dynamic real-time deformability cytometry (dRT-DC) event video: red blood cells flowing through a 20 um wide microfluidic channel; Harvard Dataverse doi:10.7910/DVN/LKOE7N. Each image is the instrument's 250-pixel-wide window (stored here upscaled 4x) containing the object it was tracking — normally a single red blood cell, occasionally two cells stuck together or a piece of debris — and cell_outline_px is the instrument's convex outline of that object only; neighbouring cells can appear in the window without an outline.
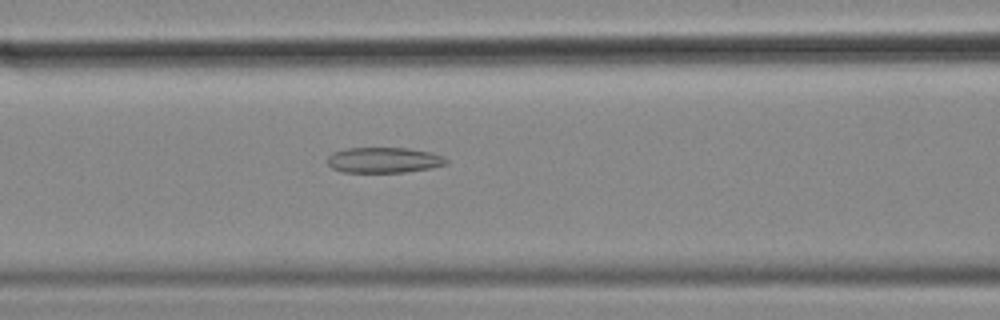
{"species": "common noctule bat (a hibernating species)", "species_latin": "Nyctalus noctula", "temperature_condition": "cold", "stored_images_in_passage": 56, "camera_frame_rate_fps": 3000, "um_per_image_px": 0.085, "animal": {"sex": "female", "body_mass_g": 18.4}, "frame": {"image": 1, "passage_image": 23, "time_ms": 7.333, "image_size_px": [1000, 320], "cell_outline_px": [[448, 164], [432, 168], [404, 172], [340, 172], [332, 168], [328, 164], [328, 156], [332, 152], [348, 148], [408, 148], [428, 152], [444, 156], [448, 160]], "centroid_in_image_um": [32.63, 13.61], "position_along_channel_um": 134.0, "area_um2": 17.74}}
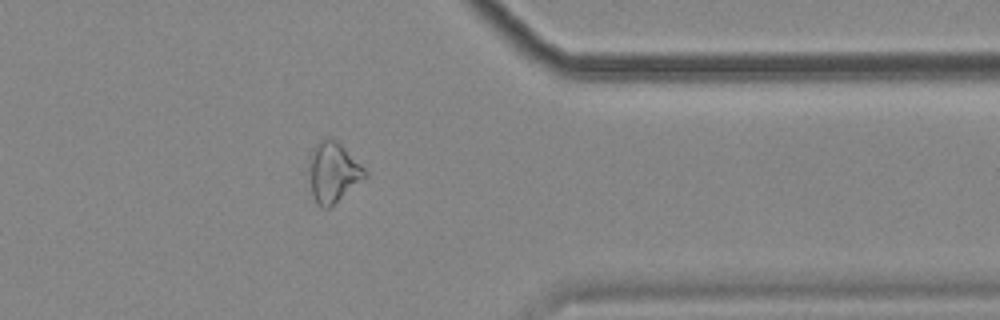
{"frame": {"image": 2, "passage_image": 45, "time_ms": 14.667, "image_size_px": [1000, 320], "cell_outline_px": [[368, 176], [328, 208], [320, 208], [316, 204], [312, 196], [308, 168], [308, 156], [316, 144], [320, 140], [336, 140], [368, 172]], "centroid_in_image_um": [28.28, 14.67], "position_along_channel_um": 383.1, "area_um2": 19.48}}
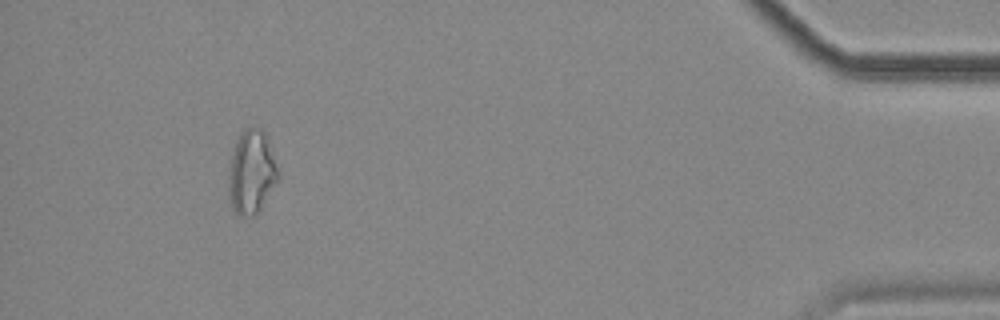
{"frame": {"image": 3, "passage_image": 52, "time_ms": 17.0, "image_size_px": [1000, 320], "cell_outline_px": [[280, 180], [256, 216], [240, 216], [232, 212], [228, 192], [228, 168], [232, 152], [236, 140], [244, 128], [260, 128], [268, 136], [280, 176]], "centroid_in_image_um": [21.38, 14.67], "position_along_channel_um": 413.8, "area_um2": 24.97}, "authors_computed_cell_mechanics": {"area_um2": 21.7039, "velocity_mm_per_s": 3.5523, "shape_relaxation_time_tau1_ms": null, "shape_relaxation_time_tau2_ms": 10.4657, "deformation_change_tau1": null, "deformation_change_tau2": 0.2286}}